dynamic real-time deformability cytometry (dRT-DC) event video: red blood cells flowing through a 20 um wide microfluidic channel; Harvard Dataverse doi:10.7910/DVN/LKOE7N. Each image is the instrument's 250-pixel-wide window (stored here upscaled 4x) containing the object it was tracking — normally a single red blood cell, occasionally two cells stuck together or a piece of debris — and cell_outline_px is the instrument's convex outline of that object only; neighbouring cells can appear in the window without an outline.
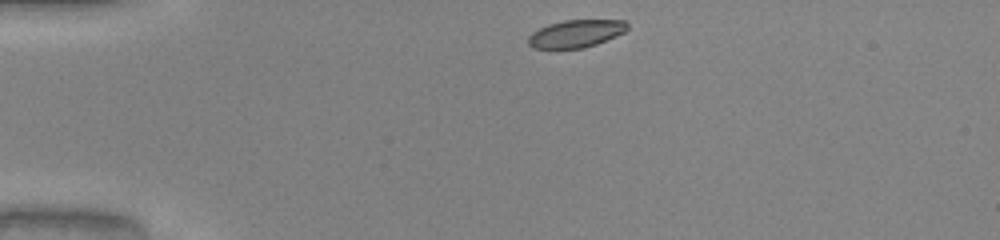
{"species": "common noctule bat (a hibernating species)", "species_latin": "Nyctalus noctula", "temperature_condition": "warm", "stored_images_in_passage": 34, "camera_frame_rate_fps": 3000, "um_per_image_px": 0.085, "animal": {"sex": "male", "body_mass_g": 20.0, "forearm_length_mm": 53.3}, "frame": {"image": 1, "passage_image": 1, "time_ms": 0.0, "image_size_px": [1000, 240], "cell_outline_px": [[628, 28], [624, 32], [616, 36], [596, 44], [584, 48], [532, 48], [528, 44], [528, 36], [532, 32], [548, 24], [564, 20], [624, 20], [628, 24]], "centroid_in_image_um": [48.95, 2.85], "position_along_channel_um": 36.1, "area_um2": 15.9}}
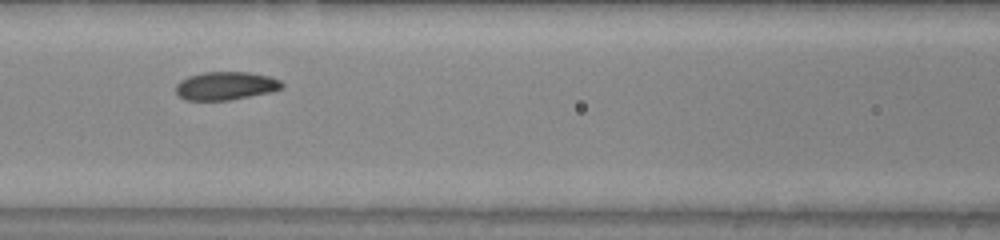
{"frame": {"image": 2, "passage_image": 13, "time_ms": 4.0, "image_size_px": [1000, 240], "cell_outline_px": [[284, 88], [268, 92], [228, 100], [184, 100], [176, 92], [176, 84], [180, 80], [188, 76], [204, 72], [248, 72], [268, 76], [280, 80], [284, 84]], "centroid_in_image_um": [19.17, 7.29], "position_along_channel_um": 147.4, "area_um2": 17.34}}
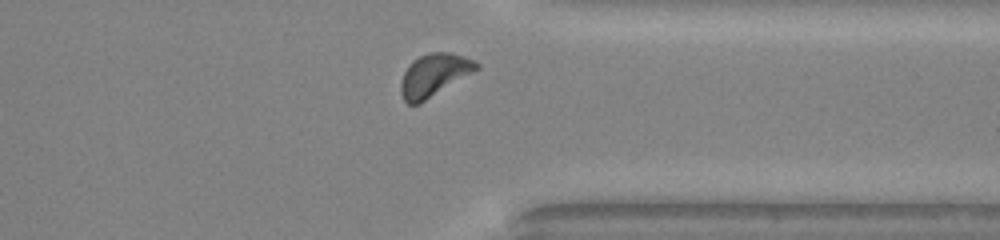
{"frame": {"image": 3, "passage_image": 30, "time_ms": 9.667, "image_size_px": [1000, 240], "cell_outline_px": [[480, 68], [420, 104], [408, 104], [404, 100], [400, 92], [400, 84], [404, 72], [412, 60], [428, 52], [448, 52], [464, 56], [480, 64]], "centroid_in_image_um": [36.88, 6.38], "position_along_channel_um": 374.5, "area_um2": 18.79}, "authors_computed_cell_mechanics": {"area_um2": 17.5423, "velocity_mm_per_s": 4.0402, "shape_relaxation_time_tau1_ms": 3.3151, "shape_relaxation_time_tau2_ms": 4.2535, "deformation_change_tau1": 0.153, "deformation_change_tau2": 0.1048}}